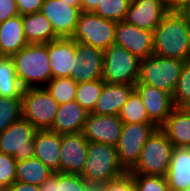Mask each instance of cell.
<instances>
[{
	"label": "cell",
	"mask_w": 190,
	"mask_h": 191,
	"mask_svg": "<svg viewBox=\"0 0 190 191\" xmlns=\"http://www.w3.org/2000/svg\"><path fill=\"white\" fill-rule=\"evenodd\" d=\"M190 26L177 12L169 11L153 32V53L190 61Z\"/></svg>",
	"instance_id": "6da1fadb"
},
{
	"label": "cell",
	"mask_w": 190,
	"mask_h": 191,
	"mask_svg": "<svg viewBox=\"0 0 190 191\" xmlns=\"http://www.w3.org/2000/svg\"><path fill=\"white\" fill-rule=\"evenodd\" d=\"M40 191H84L83 178L76 174L53 172L40 186Z\"/></svg>",
	"instance_id": "83f0119b"
},
{
	"label": "cell",
	"mask_w": 190,
	"mask_h": 191,
	"mask_svg": "<svg viewBox=\"0 0 190 191\" xmlns=\"http://www.w3.org/2000/svg\"><path fill=\"white\" fill-rule=\"evenodd\" d=\"M132 0H101L93 11L98 16L115 21H124Z\"/></svg>",
	"instance_id": "d6a6232c"
},
{
	"label": "cell",
	"mask_w": 190,
	"mask_h": 191,
	"mask_svg": "<svg viewBox=\"0 0 190 191\" xmlns=\"http://www.w3.org/2000/svg\"><path fill=\"white\" fill-rule=\"evenodd\" d=\"M16 15L19 12L15 0H0V24Z\"/></svg>",
	"instance_id": "f35d334b"
},
{
	"label": "cell",
	"mask_w": 190,
	"mask_h": 191,
	"mask_svg": "<svg viewBox=\"0 0 190 191\" xmlns=\"http://www.w3.org/2000/svg\"><path fill=\"white\" fill-rule=\"evenodd\" d=\"M7 191H40V186L15 181Z\"/></svg>",
	"instance_id": "ab89813d"
},
{
	"label": "cell",
	"mask_w": 190,
	"mask_h": 191,
	"mask_svg": "<svg viewBox=\"0 0 190 191\" xmlns=\"http://www.w3.org/2000/svg\"><path fill=\"white\" fill-rule=\"evenodd\" d=\"M157 128L153 122L123 124L116 149L119 161L127 172L136 165L141 149Z\"/></svg>",
	"instance_id": "9c48e42d"
},
{
	"label": "cell",
	"mask_w": 190,
	"mask_h": 191,
	"mask_svg": "<svg viewBox=\"0 0 190 191\" xmlns=\"http://www.w3.org/2000/svg\"><path fill=\"white\" fill-rule=\"evenodd\" d=\"M18 12L21 16L40 12L44 0H15Z\"/></svg>",
	"instance_id": "74e56055"
},
{
	"label": "cell",
	"mask_w": 190,
	"mask_h": 191,
	"mask_svg": "<svg viewBox=\"0 0 190 191\" xmlns=\"http://www.w3.org/2000/svg\"><path fill=\"white\" fill-rule=\"evenodd\" d=\"M123 124L119 115L89 113L85 121L83 134L88 141L116 147L120 139Z\"/></svg>",
	"instance_id": "9a60e30c"
},
{
	"label": "cell",
	"mask_w": 190,
	"mask_h": 191,
	"mask_svg": "<svg viewBox=\"0 0 190 191\" xmlns=\"http://www.w3.org/2000/svg\"><path fill=\"white\" fill-rule=\"evenodd\" d=\"M22 118L21 97H0V133Z\"/></svg>",
	"instance_id": "1f68e13d"
},
{
	"label": "cell",
	"mask_w": 190,
	"mask_h": 191,
	"mask_svg": "<svg viewBox=\"0 0 190 191\" xmlns=\"http://www.w3.org/2000/svg\"><path fill=\"white\" fill-rule=\"evenodd\" d=\"M159 128L168 136L174 148L190 147V108L174 107Z\"/></svg>",
	"instance_id": "7402d4cb"
},
{
	"label": "cell",
	"mask_w": 190,
	"mask_h": 191,
	"mask_svg": "<svg viewBox=\"0 0 190 191\" xmlns=\"http://www.w3.org/2000/svg\"><path fill=\"white\" fill-rule=\"evenodd\" d=\"M3 57H5V55L1 52V50H0V60L3 58Z\"/></svg>",
	"instance_id": "bcb514c9"
},
{
	"label": "cell",
	"mask_w": 190,
	"mask_h": 191,
	"mask_svg": "<svg viewBox=\"0 0 190 191\" xmlns=\"http://www.w3.org/2000/svg\"><path fill=\"white\" fill-rule=\"evenodd\" d=\"M27 44L20 14L0 24V50L5 56L18 53Z\"/></svg>",
	"instance_id": "cb8c5ba5"
},
{
	"label": "cell",
	"mask_w": 190,
	"mask_h": 191,
	"mask_svg": "<svg viewBox=\"0 0 190 191\" xmlns=\"http://www.w3.org/2000/svg\"><path fill=\"white\" fill-rule=\"evenodd\" d=\"M37 129L21 118L0 133V152L11 155L16 161L34 158V135Z\"/></svg>",
	"instance_id": "30bf717a"
},
{
	"label": "cell",
	"mask_w": 190,
	"mask_h": 191,
	"mask_svg": "<svg viewBox=\"0 0 190 191\" xmlns=\"http://www.w3.org/2000/svg\"><path fill=\"white\" fill-rule=\"evenodd\" d=\"M11 57L16 75L24 89L44 88L52 79L48 43L27 44Z\"/></svg>",
	"instance_id": "7a4b0ae2"
},
{
	"label": "cell",
	"mask_w": 190,
	"mask_h": 191,
	"mask_svg": "<svg viewBox=\"0 0 190 191\" xmlns=\"http://www.w3.org/2000/svg\"><path fill=\"white\" fill-rule=\"evenodd\" d=\"M40 12L52 24L58 38H72L81 9L62 0H44Z\"/></svg>",
	"instance_id": "8fae6325"
},
{
	"label": "cell",
	"mask_w": 190,
	"mask_h": 191,
	"mask_svg": "<svg viewBox=\"0 0 190 191\" xmlns=\"http://www.w3.org/2000/svg\"><path fill=\"white\" fill-rule=\"evenodd\" d=\"M185 62L153 53L141 60L136 84H147L172 95Z\"/></svg>",
	"instance_id": "277c9868"
},
{
	"label": "cell",
	"mask_w": 190,
	"mask_h": 191,
	"mask_svg": "<svg viewBox=\"0 0 190 191\" xmlns=\"http://www.w3.org/2000/svg\"><path fill=\"white\" fill-rule=\"evenodd\" d=\"M190 4V0H168V9L171 12L179 13L185 6Z\"/></svg>",
	"instance_id": "b9f144b4"
},
{
	"label": "cell",
	"mask_w": 190,
	"mask_h": 191,
	"mask_svg": "<svg viewBox=\"0 0 190 191\" xmlns=\"http://www.w3.org/2000/svg\"><path fill=\"white\" fill-rule=\"evenodd\" d=\"M148 115L157 127H160L174 108L172 95L147 84H135Z\"/></svg>",
	"instance_id": "e0dca14e"
},
{
	"label": "cell",
	"mask_w": 190,
	"mask_h": 191,
	"mask_svg": "<svg viewBox=\"0 0 190 191\" xmlns=\"http://www.w3.org/2000/svg\"><path fill=\"white\" fill-rule=\"evenodd\" d=\"M169 190H187L190 187V147L174 148L166 174Z\"/></svg>",
	"instance_id": "603a6c76"
},
{
	"label": "cell",
	"mask_w": 190,
	"mask_h": 191,
	"mask_svg": "<svg viewBox=\"0 0 190 191\" xmlns=\"http://www.w3.org/2000/svg\"><path fill=\"white\" fill-rule=\"evenodd\" d=\"M105 181H95V180H84L83 179V188L84 191H103L105 188Z\"/></svg>",
	"instance_id": "60d3db41"
},
{
	"label": "cell",
	"mask_w": 190,
	"mask_h": 191,
	"mask_svg": "<svg viewBox=\"0 0 190 191\" xmlns=\"http://www.w3.org/2000/svg\"><path fill=\"white\" fill-rule=\"evenodd\" d=\"M174 107L190 108V61L185 62L172 94Z\"/></svg>",
	"instance_id": "836d02e7"
},
{
	"label": "cell",
	"mask_w": 190,
	"mask_h": 191,
	"mask_svg": "<svg viewBox=\"0 0 190 191\" xmlns=\"http://www.w3.org/2000/svg\"><path fill=\"white\" fill-rule=\"evenodd\" d=\"M179 14L183 17L186 23L190 26V4L185 6Z\"/></svg>",
	"instance_id": "ee69618b"
},
{
	"label": "cell",
	"mask_w": 190,
	"mask_h": 191,
	"mask_svg": "<svg viewBox=\"0 0 190 191\" xmlns=\"http://www.w3.org/2000/svg\"><path fill=\"white\" fill-rule=\"evenodd\" d=\"M24 87L15 71L14 60L5 56L0 60V97H22Z\"/></svg>",
	"instance_id": "4316f807"
},
{
	"label": "cell",
	"mask_w": 190,
	"mask_h": 191,
	"mask_svg": "<svg viewBox=\"0 0 190 191\" xmlns=\"http://www.w3.org/2000/svg\"><path fill=\"white\" fill-rule=\"evenodd\" d=\"M104 84L105 82L102 79L78 83L75 101L88 113H92Z\"/></svg>",
	"instance_id": "f546056e"
},
{
	"label": "cell",
	"mask_w": 190,
	"mask_h": 191,
	"mask_svg": "<svg viewBox=\"0 0 190 191\" xmlns=\"http://www.w3.org/2000/svg\"><path fill=\"white\" fill-rule=\"evenodd\" d=\"M44 88L60 105L75 100L77 83L70 77L55 78L51 79Z\"/></svg>",
	"instance_id": "4dcf8cb0"
},
{
	"label": "cell",
	"mask_w": 190,
	"mask_h": 191,
	"mask_svg": "<svg viewBox=\"0 0 190 191\" xmlns=\"http://www.w3.org/2000/svg\"><path fill=\"white\" fill-rule=\"evenodd\" d=\"M170 191H172V190H170ZM180 191H190V187L187 190H180Z\"/></svg>",
	"instance_id": "7dc6e473"
},
{
	"label": "cell",
	"mask_w": 190,
	"mask_h": 191,
	"mask_svg": "<svg viewBox=\"0 0 190 191\" xmlns=\"http://www.w3.org/2000/svg\"><path fill=\"white\" fill-rule=\"evenodd\" d=\"M34 157L53 172H59L61 134L49 130H37L34 135Z\"/></svg>",
	"instance_id": "44dd1931"
},
{
	"label": "cell",
	"mask_w": 190,
	"mask_h": 191,
	"mask_svg": "<svg viewBox=\"0 0 190 191\" xmlns=\"http://www.w3.org/2000/svg\"><path fill=\"white\" fill-rule=\"evenodd\" d=\"M103 59L105 83L135 85L138 82L141 60L122 46L112 44L103 51Z\"/></svg>",
	"instance_id": "8992f818"
},
{
	"label": "cell",
	"mask_w": 190,
	"mask_h": 191,
	"mask_svg": "<svg viewBox=\"0 0 190 191\" xmlns=\"http://www.w3.org/2000/svg\"><path fill=\"white\" fill-rule=\"evenodd\" d=\"M101 0H81V12H93Z\"/></svg>",
	"instance_id": "7bdbcfd3"
},
{
	"label": "cell",
	"mask_w": 190,
	"mask_h": 191,
	"mask_svg": "<svg viewBox=\"0 0 190 191\" xmlns=\"http://www.w3.org/2000/svg\"><path fill=\"white\" fill-rule=\"evenodd\" d=\"M168 12V0H132L124 21L154 32Z\"/></svg>",
	"instance_id": "5bb4252c"
},
{
	"label": "cell",
	"mask_w": 190,
	"mask_h": 191,
	"mask_svg": "<svg viewBox=\"0 0 190 191\" xmlns=\"http://www.w3.org/2000/svg\"><path fill=\"white\" fill-rule=\"evenodd\" d=\"M52 79L70 77L76 59L75 40L58 38L48 43Z\"/></svg>",
	"instance_id": "ac0fdd59"
},
{
	"label": "cell",
	"mask_w": 190,
	"mask_h": 191,
	"mask_svg": "<svg viewBox=\"0 0 190 191\" xmlns=\"http://www.w3.org/2000/svg\"><path fill=\"white\" fill-rule=\"evenodd\" d=\"M89 113L75 100L59 105L49 131L58 134L83 132Z\"/></svg>",
	"instance_id": "d6986e66"
},
{
	"label": "cell",
	"mask_w": 190,
	"mask_h": 191,
	"mask_svg": "<svg viewBox=\"0 0 190 191\" xmlns=\"http://www.w3.org/2000/svg\"><path fill=\"white\" fill-rule=\"evenodd\" d=\"M68 3V5L81 9V0H62Z\"/></svg>",
	"instance_id": "f6af8a7d"
},
{
	"label": "cell",
	"mask_w": 190,
	"mask_h": 191,
	"mask_svg": "<svg viewBox=\"0 0 190 191\" xmlns=\"http://www.w3.org/2000/svg\"><path fill=\"white\" fill-rule=\"evenodd\" d=\"M22 98V118L28 120L37 130L52 127L58 102L45 88L24 89Z\"/></svg>",
	"instance_id": "ba28073f"
},
{
	"label": "cell",
	"mask_w": 190,
	"mask_h": 191,
	"mask_svg": "<svg viewBox=\"0 0 190 191\" xmlns=\"http://www.w3.org/2000/svg\"><path fill=\"white\" fill-rule=\"evenodd\" d=\"M114 44L122 46L142 60L153 54V32L125 21L117 22Z\"/></svg>",
	"instance_id": "2e32d148"
},
{
	"label": "cell",
	"mask_w": 190,
	"mask_h": 191,
	"mask_svg": "<svg viewBox=\"0 0 190 191\" xmlns=\"http://www.w3.org/2000/svg\"><path fill=\"white\" fill-rule=\"evenodd\" d=\"M103 191H136L133 176L127 172L119 178L108 181Z\"/></svg>",
	"instance_id": "8d00e7d4"
},
{
	"label": "cell",
	"mask_w": 190,
	"mask_h": 191,
	"mask_svg": "<svg viewBox=\"0 0 190 191\" xmlns=\"http://www.w3.org/2000/svg\"><path fill=\"white\" fill-rule=\"evenodd\" d=\"M126 173L116 147L89 141L86 162L80 175L84 180L108 182Z\"/></svg>",
	"instance_id": "5b68a950"
},
{
	"label": "cell",
	"mask_w": 190,
	"mask_h": 191,
	"mask_svg": "<svg viewBox=\"0 0 190 191\" xmlns=\"http://www.w3.org/2000/svg\"><path fill=\"white\" fill-rule=\"evenodd\" d=\"M76 59L70 78L77 84L102 79L103 51L75 41Z\"/></svg>",
	"instance_id": "7c38bea8"
},
{
	"label": "cell",
	"mask_w": 190,
	"mask_h": 191,
	"mask_svg": "<svg viewBox=\"0 0 190 191\" xmlns=\"http://www.w3.org/2000/svg\"><path fill=\"white\" fill-rule=\"evenodd\" d=\"M22 20L28 44H46L58 39L52 24L41 12L23 15Z\"/></svg>",
	"instance_id": "d4e9b609"
},
{
	"label": "cell",
	"mask_w": 190,
	"mask_h": 191,
	"mask_svg": "<svg viewBox=\"0 0 190 191\" xmlns=\"http://www.w3.org/2000/svg\"><path fill=\"white\" fill-rule=\"evenodd\" d=\"M116 26L93 12H81L72 39L105 51L114 44Z\"/></svg>",
	"instance_id": "52a82bcc"
},
{
	"label": "cell",
	"mask_w": 190,
	"mask_h": 191,
	"mask_svg": "<svg viewBox=\"0 0 190 191\" xmlns=\"http://www.w3.org/2000/svg\"><path fill=\"white\" fill-rule=\"evenodd\" d=\"M173 151V144L158 127L144 144L138 162L129 173L166 176Z\"/></svg>",
	"instance_id": "3957f363"
},
{
	"label": "cell",
	"mask_w": 190,
	"mask_h": 191,
	"mask_svg": "<svg viewBox=\"0 0 190 191\" xmlns=\"http://www.w3.org/2000/svg\"><path fill=\"white\" fill-rule=\"evenodd\" d=\"M16 165L13 156L0 152V190H7L16 181Z\"/></svg>",
	"instance_id": "d590c367"
},
{
	"label": "cell",
	"mask_w": 190,
	"mask_h": 191,
	"mask_svg": "<svg viewBox=\"0 0 190 191\" xmlns=\"http://www.w3.org/2000/svg\"><path fill=\"white\" fill-rule=\"evenodd\" d=\"M133 90L134 85L105 83L92 113L119 115Z\"/></svg>",
	"instance_id": "ffe728a7"
},
{
	"label": "cell",
	"mask_w": 190,
	"mask_h": 191,
	"mask_svg": "<svg viewBox=\"0 0 190 191\" xmlns=\"http://www.w3.org/2000/svg\"><path fill=\"white\" fill-rule=\"evenodd\" d=\"M88 144L83 132L61 134L59 172L81 175L87 158Z\"/></svg>",
	"instance_id": "4fadbf2b"
},
{
	"label": "cell",
	"mask_w": 190,
	"mask_h": 191,
	"mask_svg": "<svg viewBox=\"0 0 190 191\" xmlns=\"http://www.w3.org/2000/svg\"><path fill=\"white\" fill-rule=\"evenodd\" d=\"M136 191H170L166 176L131 174Z\"/></svg>",
	"instance_id": "e575fe53"
},
{
	"label": "cell",
	"mask_w": 190,
	"mask_h": 191,
	"mask_svg": "<svg viewBox=\"0 0 190 191\" xmlns=\"http://www.w3.org/2000/svg\"><path fill=\"white\" fill-rule=\"evenodd\" d=\"M53 171L39 159L17 161L16 181L41 186Z\"/></svg>",
	"instance_id": "484cf974"
},
{
	"label": "cell",
	"mask_w": 190,
	"mask_h": 191,
	"mask_svg": "<svg viewBox=\"0 0 190 191\" xmlns=\"http://www.w3.org/2000/svg\"><path fill=\"white\" fill-rule=\"evenodd\" d=\"M119 118L123 123L151 122L148 118L145 105L135 89L131 92L128 100L123 105L119 113Z\"/></svg>",
	"instance_id": "f1b7e54d"
}]
</instances>
